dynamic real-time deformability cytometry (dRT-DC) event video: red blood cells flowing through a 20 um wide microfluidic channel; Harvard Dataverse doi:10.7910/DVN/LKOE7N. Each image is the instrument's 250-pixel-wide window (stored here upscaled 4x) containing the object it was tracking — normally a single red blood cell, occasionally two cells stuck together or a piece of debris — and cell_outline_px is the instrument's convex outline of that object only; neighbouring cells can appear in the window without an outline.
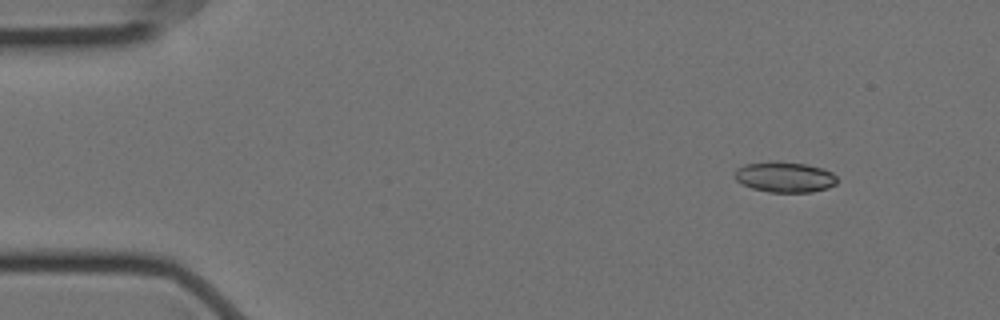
{"species": "Egyptian fruit bat (a non-hibernating species)", "species_latin": "Rousettus aegyptiacus", "temperature_condition": "cold", "stored_images_in_passage": 11, "camera_frame_rate_fps": 3000, "um_per_image_px": 0.085, "animal": {"sex": "female"}, "frame": {"image": 1, "passage_image": 1, "time_ms": 0.0, "image_size_px": [1000, 320], "cell_outline_px": [[836, 184], [828, 188], [812, 192], [768, 192], [752, 188], [740, 184], [736, 180], [736, 168], [744, 164], [772, 160], [776, 160], [808, 164], [824, 168], [832, 172], [836, 176]], "centroid_in_image_um": [66.7, 15.03], "position_along_channel_um": 18.3, "area_um2": 18.61}}
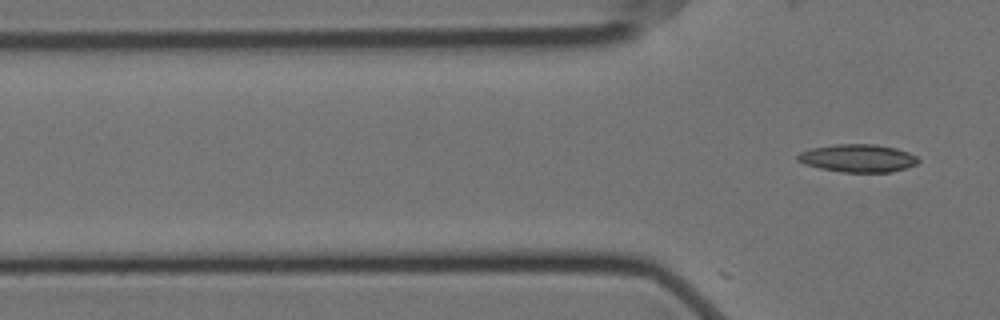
{"frame": {"image": 2, "passage_image": 11, "time_ms": 3.333, "image_size_px": [1000, 320], "cell_outline_px": [[920, 160], [916, 164], [892, 172], [844, 172], [820, 168], [804, 164], [796, 160], [796, 156], [800, 152], [812, 148], [836, 144], [876, 144], [896, 148], [908, 152], [916, 156]], "centroid_in_image_um": [72.91, 13.44], "position_along_channel_um": 52.9, "area_um2": 19.54}}